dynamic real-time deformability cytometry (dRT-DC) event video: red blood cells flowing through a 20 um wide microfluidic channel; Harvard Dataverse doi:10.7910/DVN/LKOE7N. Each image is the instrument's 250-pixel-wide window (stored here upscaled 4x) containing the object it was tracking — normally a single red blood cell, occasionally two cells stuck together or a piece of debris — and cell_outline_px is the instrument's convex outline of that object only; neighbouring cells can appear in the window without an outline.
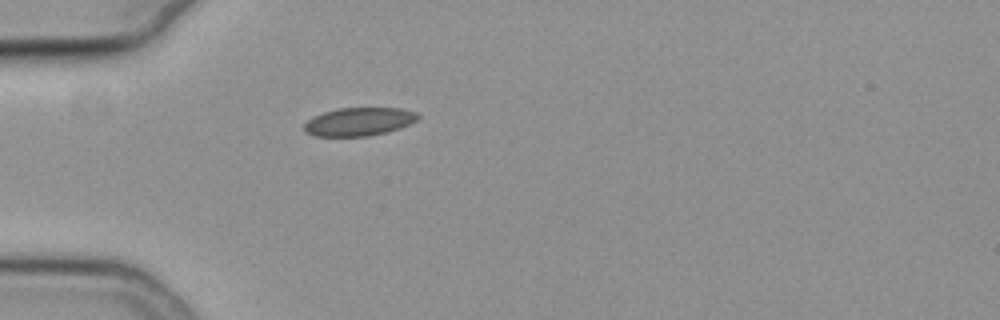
{"species": "common noctule bat (a hibernating species)", "species_latin": "Nyctalus noctula", "temperature_condition": "cold", "stored_images_in_passage": 5, "camera_frame_rate_fps": 3000, "um_per_image_px": 0.085, "animal": {"sex": "female", "body_mass_g": 19.3, "forearm_length_mm": 54.1}, "frame": {"image": 1, "passage_image": 1, "time_ms": 0.0, "image_size_px": [1000, 320], "cell_outline_px": [[420, 116], [416, 120], [400, 128], [388, 132], [368, 136], [312, 136], [304, 132], [304, 124], [312, 116], [336, 108], [400, 108], [416, 112]], "centroid_in_image_um": [30.48, 10.34], "position_along_channel_um": 54.5, "area_um2": 18.84}}
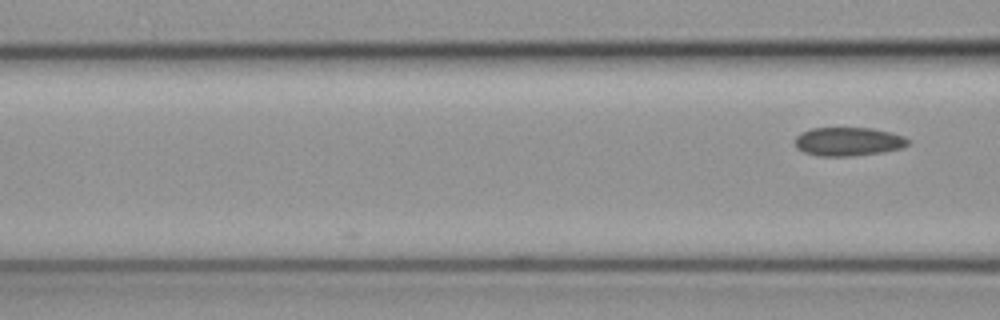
{"frame": {"image": 2, "passage_image": 5, "time_ms": 1.333, "image_size_px": [1000, 320], "cell_outline_px": [[908, 144], [900, 148], [880, 152], [848, 156], [820, 156], [804, 152], [796, 148], [796, 136], [800, 132], [812, 128], [872, 128], [904, 136], [908, 140]], "centroid_in_image_um": [72.05, 12.02], "position_along_channel_um": 94.5, "area_um2": 18.61}}